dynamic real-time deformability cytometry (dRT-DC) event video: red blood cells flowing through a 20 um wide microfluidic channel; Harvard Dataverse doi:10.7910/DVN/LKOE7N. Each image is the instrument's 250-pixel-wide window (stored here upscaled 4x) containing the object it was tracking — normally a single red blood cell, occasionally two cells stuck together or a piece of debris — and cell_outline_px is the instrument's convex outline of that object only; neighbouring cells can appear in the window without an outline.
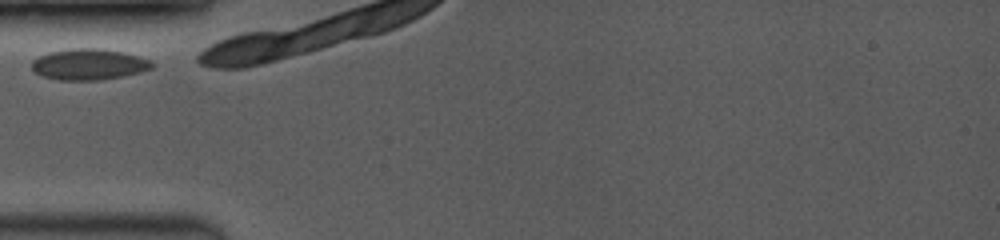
{"species": "common noctule bat (a hibernating species)", "species_latin": "Nyctalus noctula", "temperature_condition": "room temperature", "stored_images_in_passage": 9, "camera_frame_rate_fps": 3500, "um_per_image_px": 0.085, "animal": {"sex": "female", "body_mass_g": 19.0, "forearm_length_mm": 53.3}, "frame": {"image": 1, "passage_image": 1, "time_ms": 0.0, "image_size_px": [1000, 240], "cell_outline_px": [[156, 64], [152, 68], [140, 72], [124, 76], [100, 80], [60, 80], [40, 76], [32, 72], [32, 60], [48, 52], [72, 48], [96, 48], [124, 52], [152, 60]], "centroid_in_image_um": [7.55, 5.47], "position_along_channel_um": 77.4, "area_um2": 22.02}}